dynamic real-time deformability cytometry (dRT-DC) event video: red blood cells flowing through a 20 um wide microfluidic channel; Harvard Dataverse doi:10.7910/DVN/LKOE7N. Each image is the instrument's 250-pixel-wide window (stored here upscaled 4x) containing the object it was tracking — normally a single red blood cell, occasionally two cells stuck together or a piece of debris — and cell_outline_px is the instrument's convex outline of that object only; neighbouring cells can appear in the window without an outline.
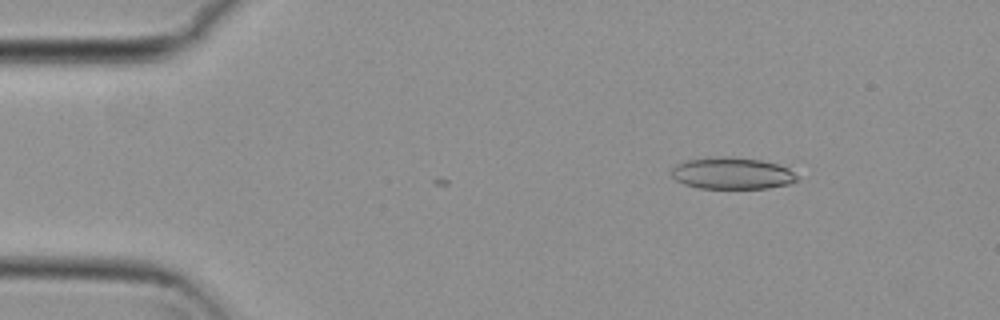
{"species": "common noctule bat (a hibernating species)", "species_latin": "Nyctalus noctula", "temperature_condition": "cold", "stored_images_in_passage": 4, "camera_frame_rate_fps": 3000, "um_per_image_px": 0.085, "animal": {"sex": "female", "body_mass_g": 29.2, "forearm_length_mm": 56.3}, "frame": {"image": 1, "passage_image": 4, "time_ms": 1.0, "image_size_px": [1000, 320], "cell_outline_px": [[800, 180], [792, 184], [768, 188], [700, 188], [684, 184], [676, 180], [672, 176], [672, 168], [676, 164], [688, 160], [720, 156], [728, 156], [760, 160], [776, 164], [788, 168], [800, 176]], "centroid_in_image_um": [62.28, 14.74], "position_along_channel_um": 22.7, "area_um2": 23.35}}